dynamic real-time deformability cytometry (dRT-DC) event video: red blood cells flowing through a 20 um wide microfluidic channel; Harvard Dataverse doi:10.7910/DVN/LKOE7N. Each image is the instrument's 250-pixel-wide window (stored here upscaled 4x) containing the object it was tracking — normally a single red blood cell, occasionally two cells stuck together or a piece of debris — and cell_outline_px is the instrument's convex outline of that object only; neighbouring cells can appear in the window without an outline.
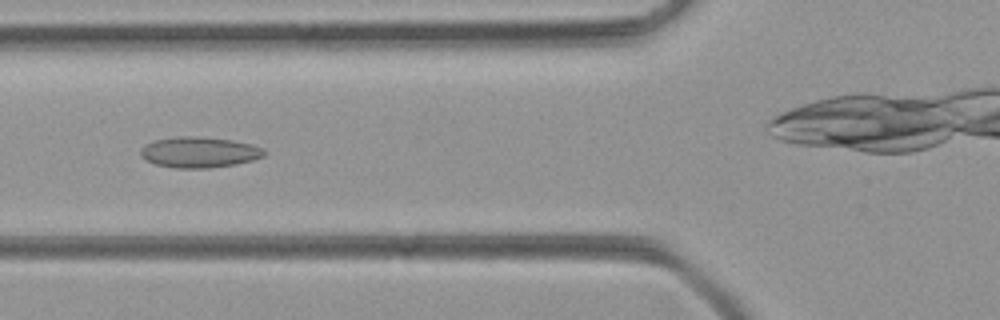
{"species": "common noctule bat (a hibernating species)", "species_latin": "Nyctalus noctula", "temperature_condition": "room temperature", "stored_images_in_passage": 49, "camera_frame_rate_fps": 3000, "um_per_image_px": 0.085, "animal": {"sex": "female", "body_mass_g": 21.9}, "frame": {"image": 1, "passage_image": 17, "time_ms": 5.333, "image_size_px": [1000, 320], "cell_outline_px": [[268, 152], [264, 156], [252, 160], [236, 164], [208, 168], [176, 168], [156, 164], [144, 160], [140, 156], [140, 152], [144, 144], [156, 140], [176, 136], [196, 136], [232, 140], [252, 144], [264, 148]], "centroid_in_image_um": [16.94, 12.94], "position_along_channel_um": 108.9, "area_um2": 22.31}}
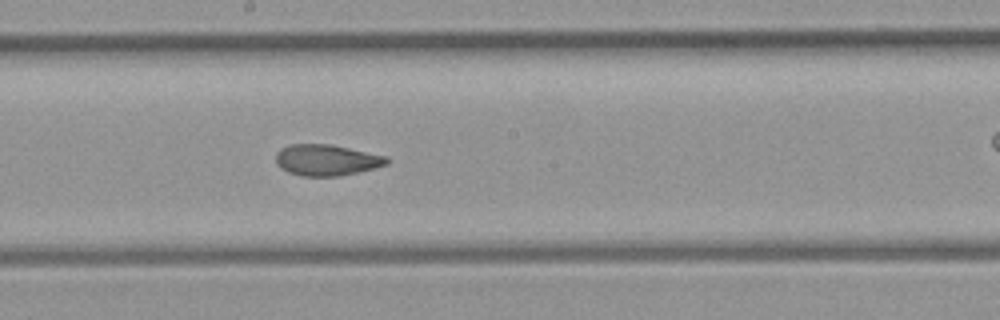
{"frame": {"image": 2, "passage_image": 25, "time_ms": 8.0, "image_size_px": [1000, 320], "cell_outline_px": [[388, 164], [340, 176], [300, 176], [288, 172], [280, 168], [276, 164], [276, 152], [280, 148], [288, 144], [332, 144], [388, 156]], "centroid_in_image_um": [27.72, 13.59], "position_along_channel_um": 220.5, "area_um2": 20.29}}
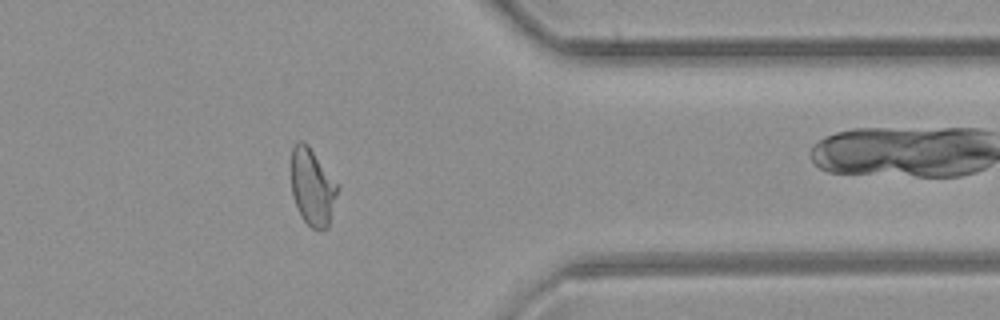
{"frame": {"image": 3, "passage_image": 38, "time_ms": 12.333, "image_size_px": [1000, 320], "cell_outline_px": [[340, 184], [328, 228], [320, 232], [312, 228], [300, 216], [292, 196], [292, 148], [296, 140], [304, 140], [308, 144]], "centroid_in_image_um": [26.58, 15.89], "position_along_channel_um": 384.8, "area_um2": 21.33}}